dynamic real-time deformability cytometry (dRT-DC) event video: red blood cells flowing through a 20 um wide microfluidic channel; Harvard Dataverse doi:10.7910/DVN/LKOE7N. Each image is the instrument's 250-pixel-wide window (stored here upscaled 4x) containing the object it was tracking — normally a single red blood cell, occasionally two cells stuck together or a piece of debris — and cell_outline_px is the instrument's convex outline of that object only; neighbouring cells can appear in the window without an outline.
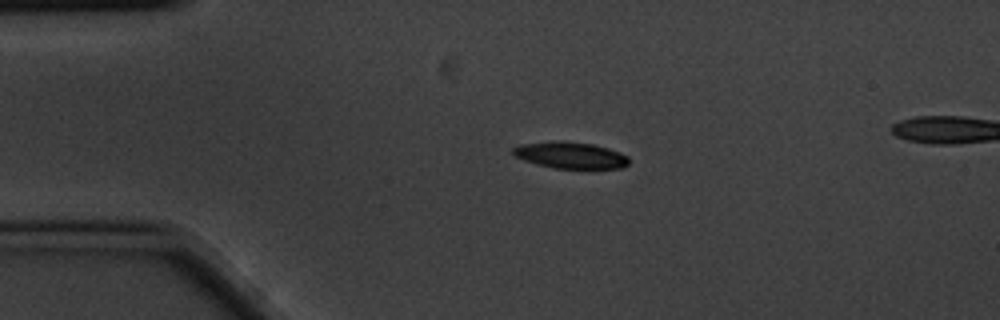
{"species": "common noctule bat (a hibernating species)", "species_latin": "Nyctalus noctula", "temperature_condition": "cold", "stored_images_in_passage": 4, "segment_of_instrument_passage": [1, 2], "camera_frame_rate_fps": 3000, "um_per_image_px": 0.085, "animal": {"sex": "male", "body_mass_g": 20.1, "forearm_length_mm": 53.5}, "frame": {"image": 1, "passage_image": 2, "time_ms": 0.333, "image_size_px": [1000, 320], "cell_outline_px": [[628, 164], [624, 168], [552, 168], [536, 164], [524, 160], [516, 156], [512, 152], [512, 148], [520, 144], [552, 140], [560, 140], [592, 144], [608, 148], [620, 152], [628, 156]], "centroid_in_image_um": [48.47, 13.18], "position_along_channel_um": 36.5, "area_um2": 18.03}}